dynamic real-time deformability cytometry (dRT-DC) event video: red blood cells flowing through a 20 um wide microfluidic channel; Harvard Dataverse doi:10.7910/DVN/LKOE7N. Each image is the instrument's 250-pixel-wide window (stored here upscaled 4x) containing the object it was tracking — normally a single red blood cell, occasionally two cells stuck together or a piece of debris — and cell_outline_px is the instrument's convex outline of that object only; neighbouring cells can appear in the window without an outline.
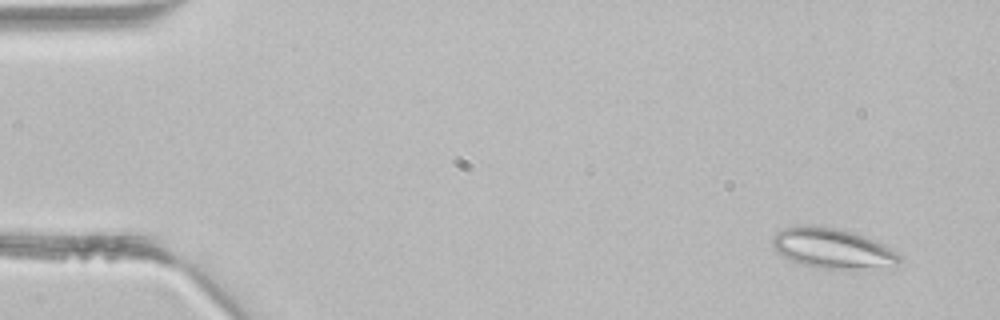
{"species": "common noctule bat (a hibernating species)", "species_latin": "Nyctalus noctula", "temperature_condition": "room temperature", "stored_images_in_passage": 3, "camera_frame_rate_fps": 3000, "um_per_image_px": 0.085, "animal": {"sex": "male", "body_mass_g": 21.5, "forearm_length_mm": 52.0}, "frame": {"image": 1, "passage_image": 1, "time_ms": 0.0, "image_size_px": [1000, 320], "cell_outline_px": [[900, 260], [896, 264], [852, 268], [820, 268], [804, 264], [792, 260], [776, 252], [772, 244], [772, 240], [776, 232], [792, 224], [808, 224], [840, 228], [876, 240], [896, 252], [900, 256]], "centroid_in_image_um": [70.66, 21.05], "position_along_channel_um": 14.3, "area_um2": 29.25}}